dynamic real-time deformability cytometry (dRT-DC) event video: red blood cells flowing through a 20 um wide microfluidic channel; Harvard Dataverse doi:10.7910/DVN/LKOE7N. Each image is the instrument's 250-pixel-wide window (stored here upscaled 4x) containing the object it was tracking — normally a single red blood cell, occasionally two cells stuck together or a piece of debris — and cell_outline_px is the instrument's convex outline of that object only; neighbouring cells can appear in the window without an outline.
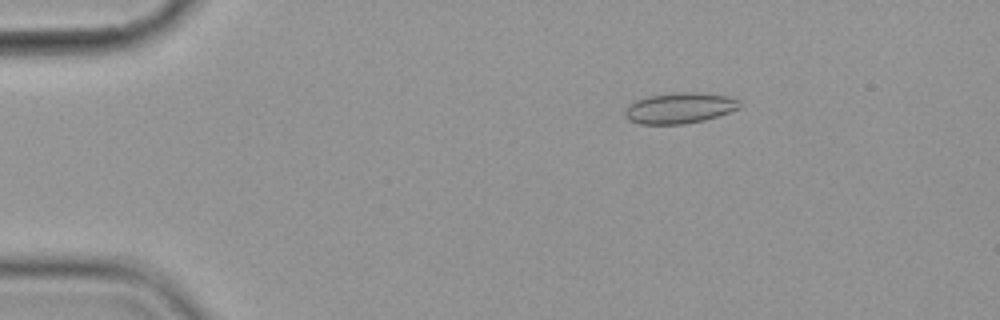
{"species": "common noctule bat (a hibernating species)", "species_latin": "Nyctalus noctula", "temperature_condition": "cold", "stored_images_in_passage": 6, "camera_frame_rate_fps": 3000, "um_per_image_px": 0.085, "animal": {"sex": "female", "body_mass_g": 19.9}, "frame": {"image": 1, "passage_image": 6, "time_ms": 6.0, "image_size_px": [1000, 320], "cell_outline_px": [[740, 108], [704, 120], [684, 124], [640, 124], [628, 120], [624, 116], [624, 112], [636, 100], [648, 96], [676, 92], [696, 92], [728, 96], [740, 100]], "centroid_in_image_um": [57.77, 9.18], "position_along_channel_um": 27.2, "area_um2": 20.46}}